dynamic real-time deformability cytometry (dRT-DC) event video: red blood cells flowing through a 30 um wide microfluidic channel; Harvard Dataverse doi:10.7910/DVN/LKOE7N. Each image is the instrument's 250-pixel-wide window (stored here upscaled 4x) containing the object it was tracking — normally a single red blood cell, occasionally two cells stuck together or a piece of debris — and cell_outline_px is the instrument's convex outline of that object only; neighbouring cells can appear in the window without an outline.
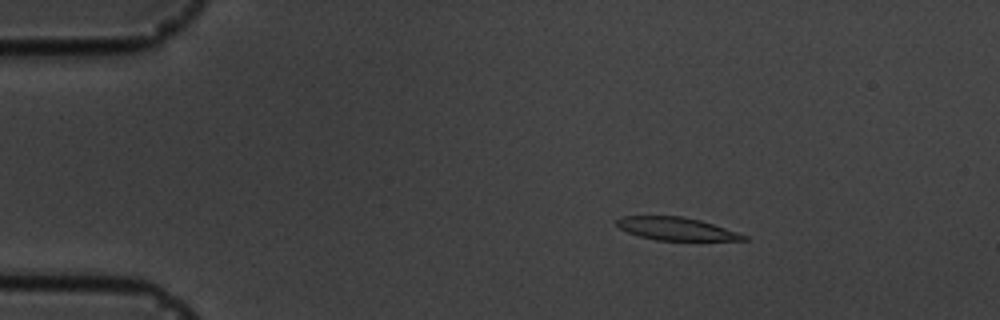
{"species": "common noctule bat (a hibernating species)", "species_latin": "Nyctalus noctula", "temperature_condition": "cold", "stored_images_in_passage": 4, "camera_frame_rate_fps": 3000, "um_per_image_px": 0.085, "animal": {"sex": "male", "body_mass_g": 19.5, "forearm_length_mm": 54.6}, "frame": {"image": 1, "passage_image": 2, "time_ms": 1.333, "image_size_px": [1000, 320], "cell_outline_px": [[748, 240], [656, 240], [640, 236], [628, 232], [620, 228], [616, 224], [616, 220], [620, 216], [680, 216], [700, 220], [748, 236]], "centroid_in_image_um": [57.44, 19.44], "position_along_channel_um": 27.6, "area_um2": 16.65}}